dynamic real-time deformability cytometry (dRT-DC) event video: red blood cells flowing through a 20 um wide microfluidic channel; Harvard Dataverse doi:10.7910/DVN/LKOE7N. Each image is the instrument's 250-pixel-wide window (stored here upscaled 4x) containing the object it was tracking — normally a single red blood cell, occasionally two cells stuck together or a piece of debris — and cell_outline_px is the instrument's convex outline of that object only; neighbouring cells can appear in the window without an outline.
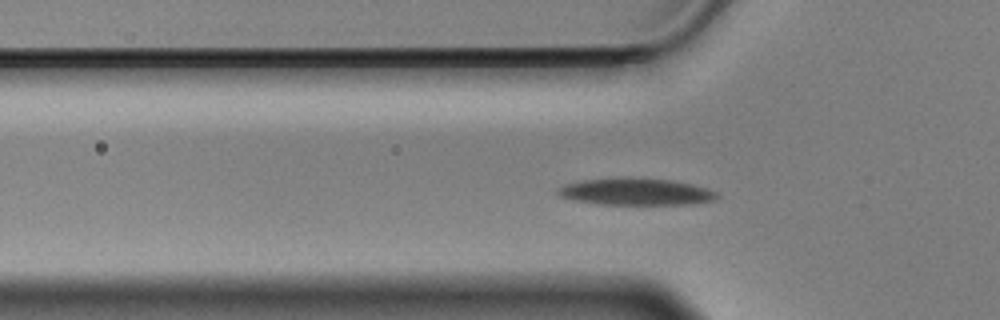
{"species": "Egyptian fruit bat (a non-hibernating species)", "species_latin": "Rousettus aegyptiacus", "temperature_condition": "cold", "stored_images_in_passage": 46, "camera_frame_rate_fps": 3000, "um_per_image_px": 0.085, "animal": {"sex": "male"}, "frame": {"image": 1, "passage_image": 6, "time_ms": 1.667, "image_size_px": [1000, 320], "cell_outline_px": [[720, 196], [716, 200], [692, 204], [600, 204], [572, 200], [560, 196], [556, 192], [556, 188], [564, 184], [580, 180], [620, 176], [632, 176], [672, 180], [692, 184], [708, 188], [716, 192]], "centroid_in_image_um": [54.03, 16.27], "position_along_channel_um": 71.8, "area_um2": 25.66}}
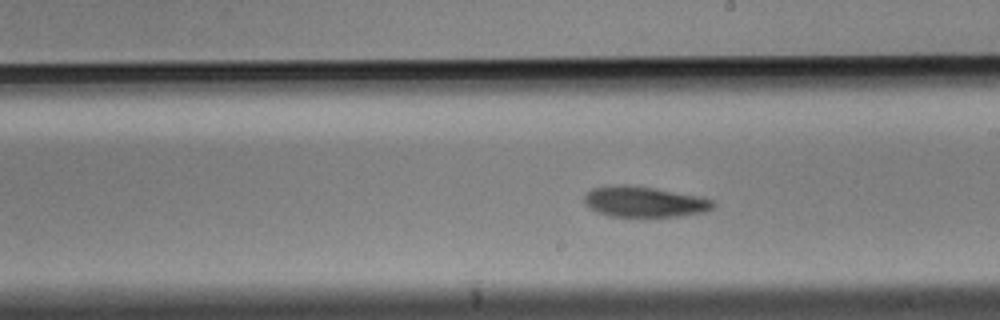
{"frame": {"image": 2, "passage_image": 20, "time_ms": 6.333, "image_size_px": [1000, 320], "cell_outline_px": [[716, 204], [708, 212], [680, 216], [608, 216], [596, 212], [584, 204], [584, 196], [592, 188], [612, 184], [624, 184], [656, 188], [716, 200]], "centroid_in_image_um": [54.76, 17.14], "position_along_channel_um": 234.2, "area_um2": 23.24}}
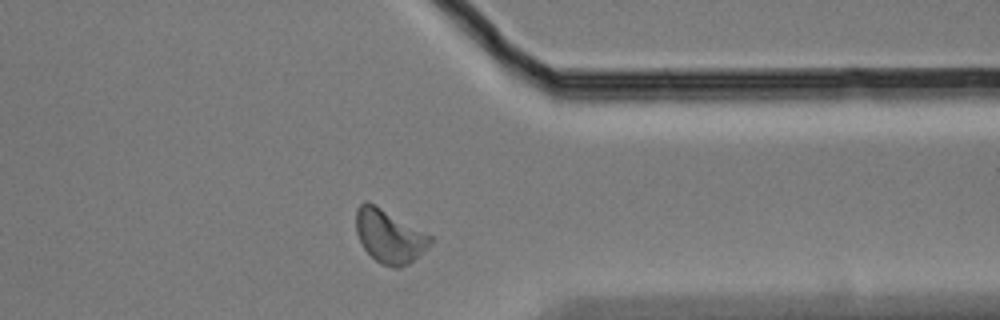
{"frame": {"image": 3, "passage_image": 33, "time_ms": 10.667, "image_size_px": [1000, 320], "cell_outline_px": [[432, 244], [420, 256], [408, 264], [400, 268], [396, 268], [380, 264], [364, 248], [356, 232], [356, 208], [364, 200], [380, 208], [432, 236]], "centroid_in_image_um": [33.1, 20.11], "position_along_channel_um": 378.3, "area_um2": 22.77}, "authors_computed_cell_mechanics": {"area_um2": 23.0622, "velocity_mm_per_s": 3.4696, "shape_relaxation_time_tau1_ms": 4.6466, "shape_relaxation_time_tau2_ms": null, "deformation_change_tau1": 0.1326, "deformation_change_tau2": null}}